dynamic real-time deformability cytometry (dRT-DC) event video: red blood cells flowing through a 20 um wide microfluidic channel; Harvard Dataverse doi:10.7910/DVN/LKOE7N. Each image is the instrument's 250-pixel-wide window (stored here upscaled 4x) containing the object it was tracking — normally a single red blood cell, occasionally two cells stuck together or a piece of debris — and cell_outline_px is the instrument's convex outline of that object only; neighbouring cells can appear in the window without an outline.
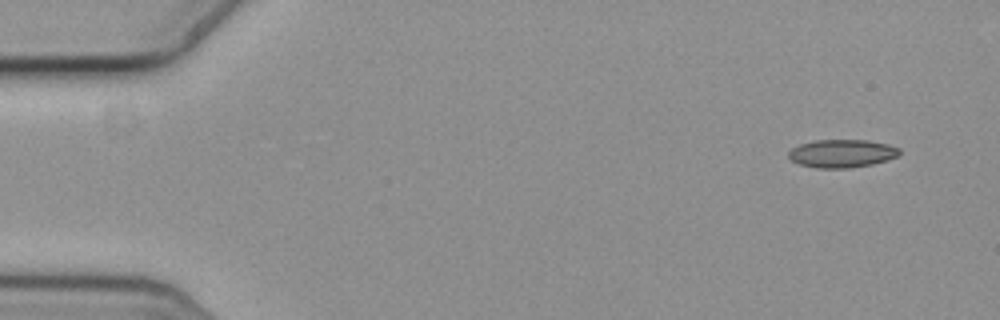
{"species": "common noctule bat (a hibernating species)", "species_latin": "Nyctalus noctula", "temperature_condition": "cold", "stored_images_in_passage": 54, "camera_frame_rate_fps": 3000, "um_per_image_px": 0.085, "animal": {"sex": "female", "body_mass_g": 19.3, "forearm_length_mm": 54.1}, "frame": {"image": 1, "passage_image": 1, "time_ms": 0.0, "image_size_px": [1000, 320], "cell_outline_px": [[900, 152], [896, 156], [888, 160], [872, 164], [848, 168], [816, 168], [800, 164], [792, 160], [788, 156], [788, 152], [792, 148], [800, 144], [816, 140], [868, 140], [888, 144], [900, 148]], "centroid_in_image_um": [71.57, 13.04], "position_along_channel_um": 13.4, "area_um2": 18.09}}
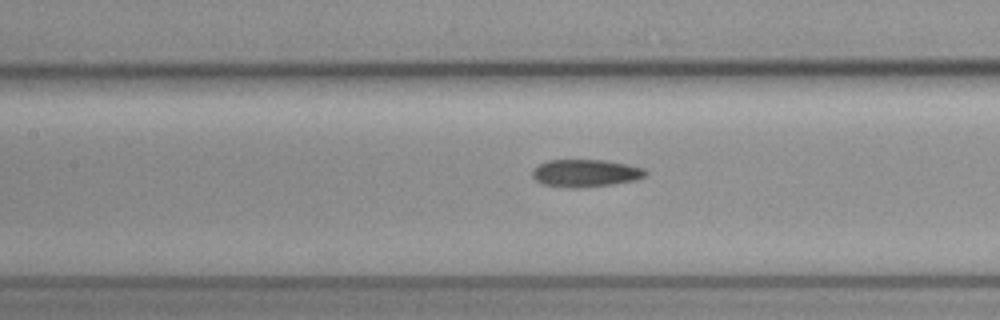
{"frame": {"image": 2, "passage_image": 23, "time_ms": 7.333, "image_size_px": [1000, 320], "cell_outline_px": [[648, 172], [644, 176], [636, 180], [612, 184], [576, 188], [568, 188], [544, 184], [536, 180], [532, 176], [532, 172], [540, 164], [548, 160], [604, 160], [628, 164], [644, 168]], "centroid_in_image_um": [49.8, 14.71], "position_along_channel_um": 157.6, "area_um2": 18.03}}
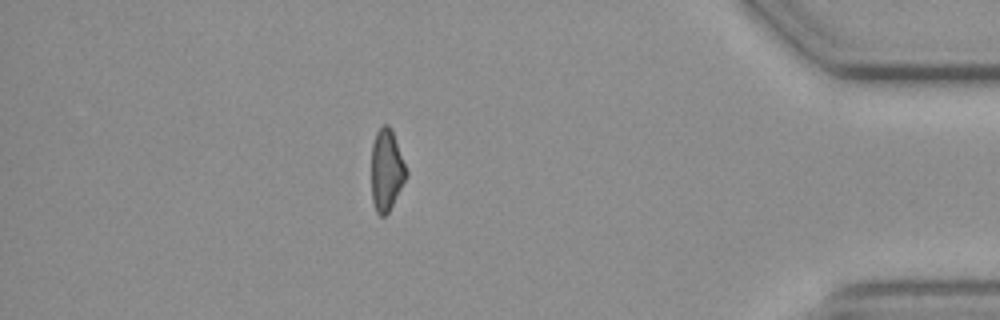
{"frame": {"image": 3, "passage_image": 47, "time_ms": 15.333, "image_size_px": [1000, 320], "cell_outline_px": [[408, 176], [388, 212], [384, 216], [380, 216], [376, 212], [372, 200], [372, 144], [376, 132], [384, 124], [388, 124], [392, 128], [408, 172]], "centroid_in_image_um": [32.86, 14.44], "position_along_channel_um": 402.3, "area_um2": 16.65}, "authors_computed_cell_mechanics": {"area_um2": 18.0047, "velocity_mm_per_s": 3.6222, "shape_relaxation_time_tau1_ms": null, "shape_relaxation_time_tau2_ms": 6.7604, "deformation_change_tau1": null, "deformation_change_tau2": 0.1593}}